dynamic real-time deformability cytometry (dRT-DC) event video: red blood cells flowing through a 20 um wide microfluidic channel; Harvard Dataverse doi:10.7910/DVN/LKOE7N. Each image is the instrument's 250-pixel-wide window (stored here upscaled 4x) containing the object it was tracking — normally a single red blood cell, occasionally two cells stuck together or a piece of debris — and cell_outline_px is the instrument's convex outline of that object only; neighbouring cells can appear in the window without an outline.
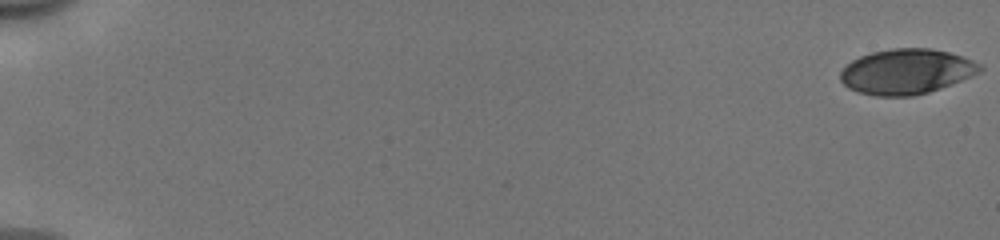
{"species": "human", "species_latin": "Homo sapiens", "temperature_condition": "cold", "stored_images_in_passage": 52, "camera_frame_rate_fps": 3000, "um_per_image_px": 0.085, "donor": {"sex": "male"}, "frame": {"image": 1, "passage_image": 1, "time_ms": 0.0, "image_size_px": [1000, 240], "cell_outline_px": [[984, 68], [980, 72], [972, 76], [940, 88], [928, 92], [912, 96], [876, 96], [860, 92], [848, 88], [840, 80], [840, 72], [852, 60], [860, 56], [872, 52], [892, 48], [932, 48], [964, 56], [980, 64]], "centroid_in_image_um": [77.06, 6.07], "position_along_channel_um": 7.9, "area_um2": 36.7}}
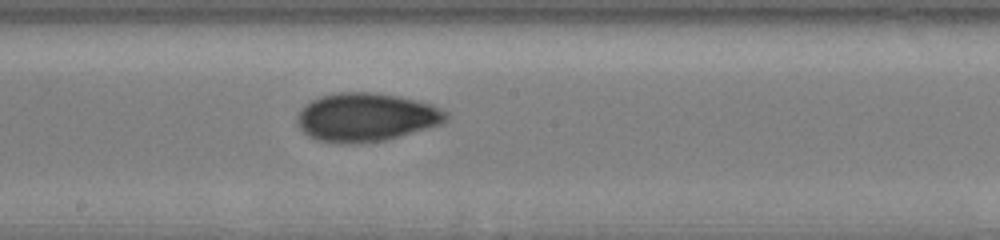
{"frame": {"image": 2, "passage_image": 30, "time_ms": 9.667, "image_size_px": [1000, 240], "cell_outline_px": [[448, 120], [440, 124], [384, 140], [352, 144], [340, 144], [316, 140], [308, 136], [296, 124], [296, 116], [304, 104], [320, 96], [340, 92], [372, 92], [400, 96], [432, 104], [448, 112]], "centroid_in_image_um": [31.08, 9.96], "position_along_channel_um": 217.1, "area_um2": 42.25}}
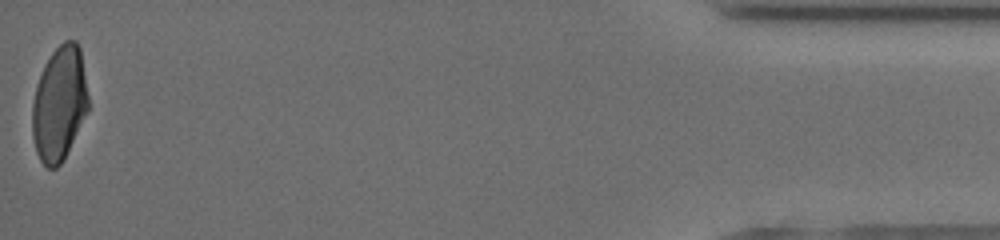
{"frame": {"image": 3, "passage_image": 52, "time_ms": 17.0, "image_size_px": [1000, 240], "cell_outline_px": [[88, 112], [60, 164], [56, 168], [48, 168], [40, 160], [36, 152], [32, 136], [32, 104], [36, 84], [44, 64], [52, 52], [64, 40], [76, 40], [80, 48], [88, 96]], "centroid_in_image_um": [5.03, 8.79], "position_along_channel_um": 430.2, "area_um2": 37.34}, "authors_computed_cell_mechanics": {"area_um2": 38.5815, "velocity_mm_per_s": 3.9765, "shape_relaxation_time_tau1_ms": 4.9874, "shape_relaxation_time_tau2_ms": 2.4284, "deformation_change_tau1": 0.1565, "deformation_change_tau2": 0.0729}}